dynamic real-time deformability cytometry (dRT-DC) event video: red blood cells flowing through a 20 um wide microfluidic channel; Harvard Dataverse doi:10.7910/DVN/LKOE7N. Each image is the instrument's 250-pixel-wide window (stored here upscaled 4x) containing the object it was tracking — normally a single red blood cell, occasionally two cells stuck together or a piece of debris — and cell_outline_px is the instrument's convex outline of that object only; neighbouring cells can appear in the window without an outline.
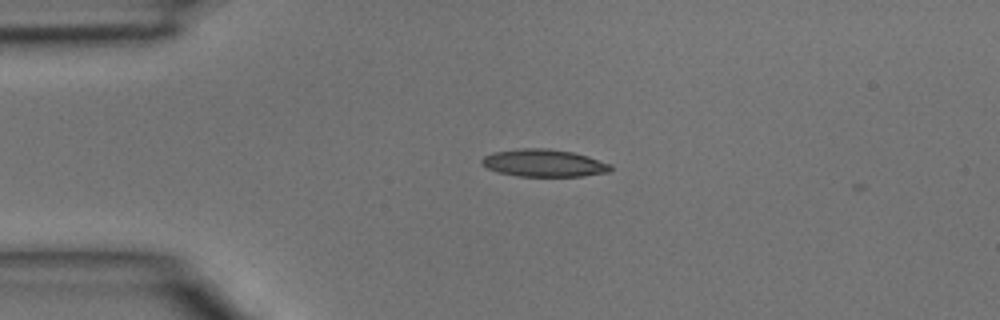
{"species": "common noctule bat (a hibernating species)", "species_latin": "Nyctalus noctula", "temperature_condition": "room temperature", "stored_images_in_passage": 3, "camera_frame_rate_fps": 3000, "um_per_image_px": 0.085, "animal": {"sex": "male", "body_mass_g": 15.6}, "frame": {"image": 1, "passage_image": 1, "time_ms": 0.0, "image_size_px": [1000, 320], "cell_outline_px": [[612, 168], [608, 172], [584, 176], [520, 176], [496, 172], [480, 164], [480, 160], [484, 156], [492, 152], [520, 148], [548, 148], [572, 152], [588, 156], [612, 164]], "centroid_in_image_um": [46.21, 13.85], "position_along_channel_um": 38.8, "area_um2": 20.75}}
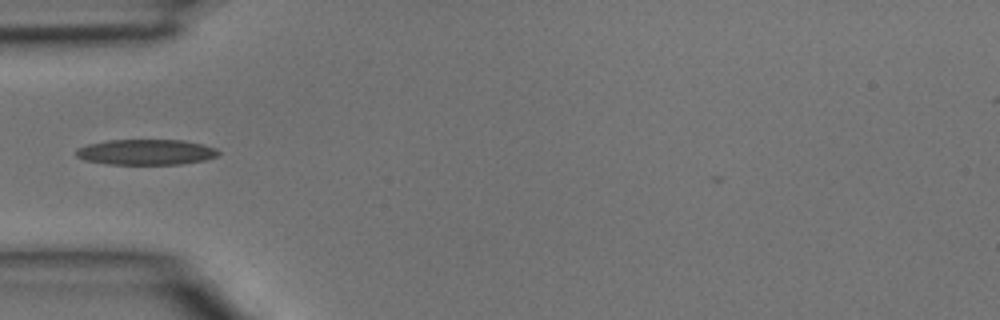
{"frame": {"image": 2, "passage_image": 2, "time_ms": 0.333, "image_size_px": [1000, 320], "cell_outline_px": [[220, 152], [216, 156], [204, 160], [184, 164], [108, 164], [84, 160], [76, 156], [76, 148], [88, 144], [108, 140], [184, 140], [216, 148]], "centroid_in_image_um": [12.39, 12.93], "position_along_channel_um": 72.6, "area_um2": 21.15}}
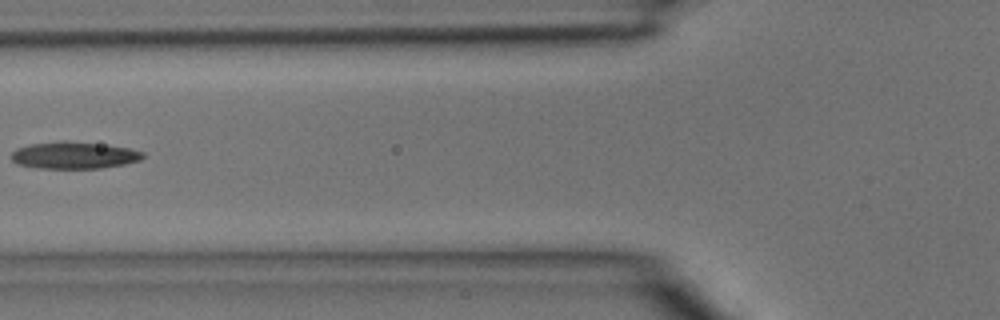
{"frame": {"image": 3, "passage_image": 3, "time_ms": 0.667, "image_size_px": [1000, 320], "cell_outline_px": [[144, 156], [140, 160], [124, 164], [100, 168], [36, 168], [16, 164], [12, 160], [12, 152], [16, 148], [32, 144], [64, 140], [100, 144], [128, 148], [144, 152]], "centroid_in_image_um": [6.27, 13.2], "position_along_channel_um": 119.5, "area_um2": 20.58}}